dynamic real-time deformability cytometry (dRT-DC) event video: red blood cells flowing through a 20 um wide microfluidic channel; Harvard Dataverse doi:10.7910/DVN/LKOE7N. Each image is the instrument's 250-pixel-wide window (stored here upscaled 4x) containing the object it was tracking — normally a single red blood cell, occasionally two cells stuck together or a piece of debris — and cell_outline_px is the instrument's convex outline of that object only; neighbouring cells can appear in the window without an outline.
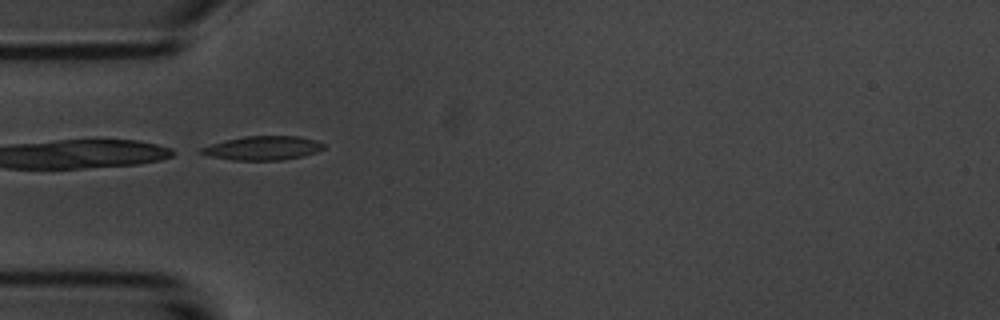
{"species": "common noctule bat (a hibernating species)", "species_latin": "Nyctalus noctula", "temperature_condition": "room temperature", "stored_images_in_passage": 3, "camera_frame_rate_fps": 3000, "um_per_image_px": 0.085, "animal": {"sex": "male", "body_mass_g": 20.1, "forearm_length_mm": 53.5}, "frame": {"image": 1, "passage_image": 2, "time_ms": 1.333, "image_size_px": [1000, 320], "cell_outline_px": [[324, 148], [316, 152], [284, 160], [232, 160], [212, 156], [196, 152], [200, 148], [224, 140], [248, 136], [300, 136], [316, 140], [324, 144]], "centroid_in_image_um": [22.33, 12.58], "position_along_channel_um": 62.7, "area_um2": 16.99}}